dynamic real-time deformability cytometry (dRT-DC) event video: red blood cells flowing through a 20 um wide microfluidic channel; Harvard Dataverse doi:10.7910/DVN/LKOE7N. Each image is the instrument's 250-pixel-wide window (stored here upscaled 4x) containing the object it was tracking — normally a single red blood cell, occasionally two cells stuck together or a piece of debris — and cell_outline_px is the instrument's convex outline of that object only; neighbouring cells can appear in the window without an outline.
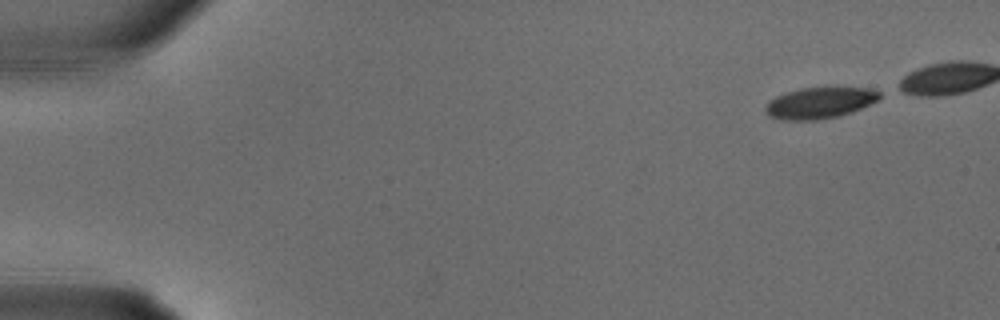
{"species": "common noctule bat (a hibernating species)", "species_latin": "Nyctalus noctula", "temperature_condition": "warm", "stored_images_in_passage": 11, "camera_frame_rate_fps": 3000, "um_per_image_px": 0.085, "animal": {"sex": "male", "body_mass_g": 18.8}, "frame": {"image": 1, "passage_image": 1, "time_ms": 0.0, "image_size_px": [1000, 320], "cell_outline_px": [[880, 96], [876, 100], [860, 108], [836, 116], [816, 120], [780, 120], [768, 116], [764, 112], [764, 104], [768, 100], [784, 92], [800, 88], [832, 84], [836, 84], [864, 88], [880, 92]], "centroid_in_image_um": [69.58, 8.69], "position_along_channel_um": 15.4, "area_um2": 21.5}}